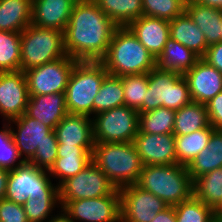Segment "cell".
Here are the masks:
<instances>
[{
	"mask_svg": "<svg viewBox=\"0 0 222 222\" xmlns=\"http://www.w3.org/2000/svg\"><path fill=\"white\" fill-rule=\"evenodd\" d=\"M200 59L198 55L171 37L167 40L163 52L156 59L159 70L175 71L184 75Z\"/></svg>",
	"mask_w": 222,
	"mask_h": 222,
	"instance_id": "d4e9b609",
	"label": "cell"
},
{
	"mask_svg": "<svg viewBox=\"0 0 222 222\" xmlns=\"http://www.w3.org/2000/svg\"><path fill=\"white\" fill-rule=\"evenodd\" d=\"M26 114L54 130L68 114L65 93L30 96Z\"/></svg>",
	"mask_w": 222,
	"mask_h": 222,
	"instance_id": "7402d4cb",
	"label": "cell"
},
{
	"mask_svg": "<svg viewBox=\"0 0 222 222\" xmlns=\"http://www.w3.org/2000/svg\"><path fill=\"white\" fill-rule=\"evenodd\" d=\"M202 59L222 73V41L209 46Z\"/></svg>",
	"mask_w": 222,
	"mask_h": 222,
	"instance_id": "7bdbcfd3",
	"label": "cell"
},
{
	"mask_svg": "<svg viewBox=\"0 0 222 222\" xmlns=\"http://www.w3.org/2000/svg\"><path fill=\"white\" fill-rule=\"evenodd\" d=\"M124 105V91L119 76L107 74L94 98L93 115Z\"/></svg>",
	"mask_w": 222,
	"mask_h": 222,
	"instance_id": "4dcf8cb0",
	"label": "cell"
},
{
	"mask_svg": "<svg viewBox=\"0 0 222 222\" xmlns=\"http://www.w3.org/2000/svg\"><path fill=\"white\" fill-rule=\"evenodd\" d=\"M151 222H177L173 206H168L161 212H158Z\"/></svg>",
	"mask_w": 222,
	"mask_h": 222,
	"instance_id": "ee69618b",
	"label": "cell"
},
{
	"mask_svg": "<svg viewBox=\"0 0 222 222\" xmlns=\"http://www.w3.org/2000/svg\"><path fill=\"white\" fill-rule=\"evenodd\" d=\"M211 222H222V220L214 218Z\"/></svg>",
	"mask_w": 222,
	"mask_h": 222,
	"instance_id": "681fc988",
	"label": "cell"
},
{
	"mask_svg": "<svg viewBox=\"0 0 222 222\" xmlns=\"http://www.w3.org/2000/svg\"><path fill=\"white\" fill-rule=\"evenodd\" d=\"M200 4L209 7H216L222 9V0H196Z\"/></svg>",
	"mask_w": 222,
	"mask_h": 222,
	"instance_id": "7dc6e473",
	"label": "cell"
},
{
	"mask_svg": "<svg viewBox=\"0 0 222 222\" xmlns=\"http://www.w3.org/2000/svg\"><path fill=\"white\" fill-rule=\"evenodd\" d=\"M121 222H151L168 205L136 184L120 190Z\"/></svg>",
	"mask_w": 222,
	"mask_h": 222,
	"instance_id": "4fadbf2b",
	"label": "cell"
},
{
	"mask_svg": "<svg viewBox=\"0 0 222 222\" xmlns=\"http://www.w3.org/2000/svg\"><path fill=\"white\" fill-rule=\"evenodd\" d=\"M186 0H142L143 16L171 21L185 11Z\"/></svg>",
	"mask_w": 222,
	"mask_h": 222,
	"instance_id": "8d00e7d4",
	"label": "cell"
},
{
	"mask_svg": "<svg viewBox=\"0 0 222 222\" xmlns=\"http://www.w3.org/2000/svg\"><path fill=\"white\" fill-rule=\"evenodd\" d=\"M94 146L58 145L57 158L50 168L49 175L59 182V186L67 178L75 176L92 161Z\"/></svg>",
	"mask_w": 222,
	"mask_h": 222,
	"instance_id": "d6986e66",
	"label": "cell"
},
{
	"mask_svg": "<svg viewBox=\"0 0 222 222\" xmlns=\"http://www.w3.org/2000/svg\"><path fill=\"white\" fill-rule=\"evenodd\" d=\"M58 145L94 146L93 122L87 115L67 114L54 128Z\"/></svg>",
	"mask_w": 222,
	"mask_h": 222,
	"instance_id": "44dd1931",
	"label": "cell"
},
{
	"mask_svg": "<svg viewBox=\"0 0 222 222\" xmlns=\"http://www.w3.org/2000/svg\"><path fill=\"white\" fill-rule=\"evenodd\" d=\"M192 101L187 80L182 74L155 67L148 73V88L144 104L138 113L159 107L176 111Z\"/></svg>",
	"mask_w": 222,
	"mask_h": 222,
	"instance_id": "8992f818",
	"label": "cell"
},
{
	"mask_svg": "<svg viewBox=\"0 0 222 222\" xmlns=\"http://www.w3.org/2000/svg\"><path fill=\"white\" fill-rule=\"evenodd\" d=\"M117 28L93 0L77 1L63 31L65 52L76 61H101Z\"/></svg>",
	"mask_w": 222,
	"mask_h": 222,
	"instance_id": "6da1fadb",
	"label": "cell"
},
{
	"mask_svg": "<svg viewBox=\"0 0 222 222\" xmlns=\"http://www.w3.org/2000/svg\"><path fill=\"white\" fill-rule=\"evenodd\" d=\"M136 185L173 207L193 196V180L187 166L178 163L143 166Z\"/></svg>",
	"mask_w": 222,
	"mask_h": 222,
	"instance_id": "277c9868",
	"label": "cell"
},
{
	"mask_svg": "<svg viewBox=\"0 0 222 222\" xmlns=\"http://www.w3.org/2000/svg\"><path fill=\"white\" fill-rule=\"evenodd\" d=\"M8 177H9V170L0 168V200L5 198Z\"/></svg>",
	"mask_w": 222,
	"mask_h": 222,
	"instance_id": "f6af8a7d",
	"label": "cell"
},
{
	"mask_svg": "<svg viewBox=\"0 0 222 222\" xmlns=\"http://www.w3.org/2000/svg\"><path fill=\"white\" fill-rule=\"evenodd\" d=\"M107 74L100 61H78L74 65L65 91L69 114L93 117L94 98Z\"/></svg>",
	"mask_w": 222,
	"mask_h": 222,
	"instance_id": "5b68a950",
	"label": "cell"
},
{
	"mask_svg": "<svg viewBox=\"0 0 222 222\" xmlns=\"http://www.w3.org/2000/svg\"><path fill=\"white\" fill-rule=\"evenodd\" d=\"M32 22V0H0V31L23 32Z\"/></svg>",
	"mask_w": 222,
	"mask_h": 222,
	"instance_id": "484cf974",
	"label": "cell"
},
{
	"mask_svg": "<svg viewBox=\"0 0 222 222\" xmlns=\"http://www.w3.org/2000/svg\"><path fill=\"white\" fill-rule=\"evenodd\" d=\"M77 62L66 55L24 71L29 96L65 93L70 74Z\"/></svg>",
	"mask_w": 222,
	"mask_h": 222,
	"instance_id": "30bf717a",
	"label": "cell"
},
{
	"mask_svg": "<svg viewBox=\"0 0 222 222\" xmlns=\"http://www.w3.org/2000/svg\"><path fill=\"white\" fill-rule=\"evenodd\" d=\"M24 162L14 143L10 123H4L0 130V168L13 170Z\"/></svg>",
	"mask_w": 222,
	"mask_h": 222,
	"instance_id": "74e56055",
	"label": "cell"
},
{
	"mask_svg": "<svg viewBox=\"0 0 222 222\" xmlns=\"http://www.w3.org/2000/svg\"><path fill=\"white\" fill-rule=\"evenodd\" d=\"M140 43L157 59L170 38L169 21L150 16H141L127 26Z\"/></svg>",
	"mask_w": 222,
	"mask_h": 222,
	"instance_id": "ac0fdd59",
	"label": "cell"
},
{
	"mask_svg": "<svg viewBox=\"0 0 222 222\" xmlns=\"http://www.w3.org/2000/svg\"><path fill=\"white\" fill-rule=\"evenodd\" d=\"M214 218L222 220V201L220 204L214 209Z\"/></svg>",
	"mask_w": 222,
	"mask_h": 222,
	"instance_id": "c3c4849f",
	"label": "cell"
},
{
	"mask_svg": "<svg viewBox=\"0 0 222 222\" xmlns=\"http://www.w3.org/2000/svg\"><path fill=\"white\" fill-rule=\"evenodd\" d=\"M173 134L182 136L210 126L208 111L204 104L192 101L176 110Z\"/></svg>",
	"mask_w": 222,
	"mask_h": 222,
	"instance_id": "83f0119b",
	"label": "cell"
},
{
	"mask_svg": "<svg viewBox=\"0 0 222 222\" xmlns=\"http://www.w3.org/2000/svg\"><path fill=\"white\" fill-rule=\"evenodd\" d=\"M0 222H28L23 206L13 201L0 200Z\"/></svg>",
	"mask_w": 222,
	"mask_h": 222,
	"instance_id": "60d3db41",
	"label": "cell"
},
{
	"mask_svg": "<svg viewBox=\"0 0 222 222\" xmlns=\"http://www.w3.org/2000/svg\"><path fill=\"white\" fill-rule=\"evenodd\" d=\"M29 92L21 70L0 72V115L8 122L26 113Z\"/></svg>",
	"mask_w": 222,
	"mask_h": 222,
	"instance_id": "5bb4252c",
	"label": "cell"
},
{
	"mask_svg": "<svg viewBox=\"0 0 222 222\" xmlns=\"http://www.w3.org/2000/svg\"><path fill=\"white\" fill-rule=\"evenodd\" d=\"M59 204V197H39L26 200L22 206L28 222H46L53 216L55 207L61 208Z\"/></svg>",
	"mask_w": 222,
	"mask_h": 222,
	"instance_id": "f35d334b",
	"label": "cell"
},
{
	"mask_svg": "<svg viewBox=\"0 0 222 222\" xmlns=\"http://www.w3.org/2000/svg\"><path fill=\"white\" fill-rule=\"evenodd\" d=\"M124 91V105L139 111L144 104L148 88V73L120 77Z\"/></svg>",
	"mask_w": 222,
	"mask_h": 222,
	"instance_id": "e575fe53",
	"label": "cell"
},
{
	"mask_svg": "<svg viewBox=\"0 0 222 222\" xmlns=\"http://www.w3.org/2000/svg\"><path fill=\"white\" fill-rule=\"evenodd\" d=\"M92 161L118 190L137 184L143 167L133 142L95 143Z\"/></svg>",
	"mask_w": 222,
	"mask_h": 222,
	"instance_id": "3957f363",
	"label": "cell"
},
{
	"mask_svg": "<svg viewBox=\"0 0 222 222\" xmlns=\"http://www.w3.org/2000/svg\"><path fill=\"white\" fill-rule=\"evenodd\" d=\"M222 167V130H214L207 148L190 162L187 170L193 182L200 176Z\"/></svg>",
	"mask_w": 222,
	"mask_h": 222,
	"instance_id": "4316f807",
	"label": "cell"
},
{
	"mask_svg": "<svg viewBox=\"0 0 222 222\" xmlns=\"http://www.w3.org/2000/svg\"><path fill=\"white\" fill-rule=\"evenodd\" d=\"M133 143L143 166L177 163L174 134L137 133Z\"/></svg>",
	"mask_w": 222,
	"mask_h": 222,
	"instance_id": "2e32d148",
	"label": "cell"
},
{
	"mask_svg": "<svg viewBox=\"0 0 222 222\" xmlns=\"http://www.w3.org/2000/svg\"><path fill=\"white\" fill-rule=\"evenodd\" d=\"M176 111L165 107L139 113L138 133L173 134Z\"/></svg>",
	"mask_w": 222,
	"mask_h": 222,
	"instance_id": "d6a6232c",
	"label": "cell"
},
{
	"mask_svg": "<svg viewBox=\"0 0 222 222\" xmlns=\"http://www.w3.org/2000/svg\"><path fill=\"white\" fill-rule=\"evenodd\" d=\"M109 74L115 76L140 75L156 67V59L126 27H118L108 50L100 61Z\"/></svg>",
	"mask_w": 222,
	"mask_h": 222,
	"instance_id": "7a4b0ae2",
	"label": "cell"
},
{
	"mask_svg": "<svg viewBox=\"0 0 222 222\" xmlns=\"http://www.w3.org/2000/svg\"><path fill=\"white\" fill-rule=\"evenodd\" d=\"M210 125L215 130H222V92H219L206 105Z\"/></svg>",
	"mask_w": 222,
	"mask_h": 222,
	"instance_id": "b9f144b4",
	"label": "cell"
},
{
	"mask_svg": "<svg viewBox=\"0 0 222 222\" xmlns=\"http://www.w3.org/2000/svg\"><path fill=\"white\" fill-rule=\"evenodd\" d=\"M170 37L189 48L202 58L208 48L203 32L184 11L181 15L169 21Z\"/></svg>",
	"mask_w": 222,
	"mask_h": 222,
	"instance_id": "cb8c5ba5",
	"label": "cell"
},
{
	"mask_svg": "<svg viewBox=\"0 0 222 222\" xmlns=\"http://www.w3.org/2000/svg\"><path fill=\"white\" fill-rule=\"evenodd\" d=\"M21 70V32L0 31V72Z\"/></svg>",
	"mask_w": 222,
	"mask_h": 222,
	"instance_id": "836d02e7",
	"label": "cell"
},
{
	"mask_svg": "<svg viewBox=\"0 0 222 222\" xmlns=\"http://www.w3.org/2000/svg\"><path fill=\"white\" fill-rule=\"evenodd\" d=\"M14 143L24 161L28 162L36 153L37 146L50 141L52 129L41 121L31 118L26 113L9 120ZM13 123L15 129L12 126ZM16 130V131H15Z\"/></svg>",
	"mask_w": 222,
	"mask_h": 222,
	"instance_id": "9a60e30c",
	"label": "cell"
},
{
	"mask_svg": "<svg viewBox=\"0 0 222 222\" xmlns=\"http://www.w3.org/2000/svg\"><path fill=\"white\" fill-rule=\"evenodd\" d=\"M61 208L74 222H121L120 191L80 200H59Z\"/></svg>",
	"mask_w": 222,
	"mask_h": 222,
	"instance_id": "8fae6325",
	"label": "cell"
},
{
	"mask_svg": "<svg viewBox=\"0 0 222 222\" xmlns=\"http://www.w3.org/2000/svg\"><path fill=\"white\" fill-rule=\"evenodd\" d=\"M183 76L187 80L194 102L206 105L219 92H222V73L202 58Z\"/></svg>",
	"mask_w": 222,
	"mask_h": 222,
	"instance_id": "e0dca14e",
	"label": "cell"
},
{
	"mask_svg": "<svg viewBox=\"0 0 222 222\" xmlns=\"http://www.w3.org/2000/svg\"><path fill=\"white\" fill-rule=\"evenodd\" d=\"M138 111L123 105L92 117L95 143L133 142L138 133Z\"/></svg>",
	"mask_w": 222,
	"mask_h": 222,
	"instance_id": "9c48e42d",
	"label": "cell"
},
{
	"mask_svg": "<svg viewBox=\"0 0 222 222\" xmlns=\"http://www.w3.org/2000/svg\"><path fill=\"white\" fill-rule=\"evenodd\" d=\"M193 195L214 210L222 201V167L198 177Z\"/></svg>",
	"mask_w": 222,
	"mask_h": 222,
	"instance_id": "1f68e13d",
	"label": "cell"
},
{
	"mask_svg": "<svg viewBox=\"0 0 222 222\" xmlns=\"http://www.w3.org/2000/svg\"><path fill=\"white\" fill-rule=\"evenodd\" d=\"M93 1L118 27H126L143 16L142 0Z\"/></svg>",
	"mask_w": 222,
	"mask_h": 222,
	"instance_id": "f1b7e54d",
	"label": "cell"
},
{
	"mask_svg": "<svg viewBox=\"0 0 222 222\" xmlns=\"http://www.w3.org/2000/svg\"><path fill=\"white\" fill-rule=\"evenodd\" d=\"M177 222H211L214 210L197 199L194 195L174 206Z\"/></svg>",
	"mask_w": 222,
	"mask_h": 222,
	"instance_id": "d590c367",
	"label": "cell"
},
{
	"mask_svg": "<svg viewBox=\"0 0 222 222\" xmlns=\"http://www.w3.org/2000/svg\"><path fill=\"white\" fill-rule=\"evenodd\" d=\"M215 129L210 125L190 134L175 136L177 163L188 166L190 162L204 148H207L209 139Z\"/></svg>",
	"mask_w": 222,
	"mask_h": 222,
	"instance_id": "f546056e",
	"label": "cell"
},
{
	"mask_svg": "<svg viewBox=\"0 0 222 222\" xmlns=\"http://www.w3.org/2000/svg\"><path fill=\"white\" fill-rule=\"evenodd\" d=\"M58 141L54 130L50 132V141L43 142L37 146L36 153L28 161L37 168L49 171L57 158Z\"/></svg>",
	"mask_w": 222,
	"mask_h": 222,
	"instance_id": "ab89813d",
	"label": "cell"
},
{
	"mask_svg": "<svg viewBox=\"0 0 222 222\" xmlns=\"http://www.w3.org/2000/svg\"><path fill=\"white\" fill-rule=\"evenodd\" d=\"M74 4V0H32L31 24L63 32Z\"/></svg>",
	"mask_w": 222,
	"mask_h": 222,
	"instance_id": "ffe728a7",
	"label": "cell"
},
{
	"mask_svg": "<svg viewBox=\"0 0 222 222\" xmlns=\"http://www.w3.org/2000/svg\"><path fill=\"white\" fill-rule=\"evenodd\" d=\"M66 55L63 32L33 24L21 32V71L58 60Z\"/></svg>",
	"mask_w": 222,
	"mask_h": 222,
	"instance_id": "52a82bcc",
	"label": "cell"
},
{
	"mask_svg": "<svg viewBox=\"0 0 222 222\" xmlns=\"http://www.w3.org/2000/svg\"><path fill=\"white\" fill-rule=\"evenodd\" d=\"M61 211L57 215H53L48 221L46 222H74L69 215L63 210V208H60ZM61 212V213H60Z\"/></svg>",
	"mask_w": 222,
	"mask_h": 222,
	"instance_id": "bcb514c9",
	"label": "cell"
},
{
	"mask_svg": "<svg viewBox=\"0 0 222 222\" xmlns=\"http://www.w3.org/2000/svg\"><path fill=\"white\" fill-rule=\"evenodd\" d=\"M185 11L205 35L208 47L222 41V9L204 6L196 0H186Z\"/></svg>",
	"mask_w": 222,
	"mask_h": 222,
	"instance_id": "603a6c76",
	"label": "cell"
},
{
	"mask_svg": "<svg viewBox=\"0 0 222 222\" xmlns=\"http://www.w3.org/2000/svg\"><path fill=\"white\" fill-rule=\"evenodd\" d=\"M116 188L91 161L78 174L59 185V200H80L110 195Z\"/></svg>",
	"mask_w": 222,
	"mask_h": 222,
	"instance_id": "7c38bea8",
	"label": "cell"
},
{
	"mask_svg": "<svg viewBox=\"0 0 222 222\" xmlns=\"http://www.w3.org/2000/svg\"><path fill=\"white\" fill-rule=\"evenodd\" d=\"M49 176L48 171L25 161L9 170L5 199L23 205L28 199L59 197V186Z\"/></svg>",
	"mask_w": 222,
	"mask_h": 222,
	"instance_id": "ba28073f",
	"label": "cell"
}]
</instances>
